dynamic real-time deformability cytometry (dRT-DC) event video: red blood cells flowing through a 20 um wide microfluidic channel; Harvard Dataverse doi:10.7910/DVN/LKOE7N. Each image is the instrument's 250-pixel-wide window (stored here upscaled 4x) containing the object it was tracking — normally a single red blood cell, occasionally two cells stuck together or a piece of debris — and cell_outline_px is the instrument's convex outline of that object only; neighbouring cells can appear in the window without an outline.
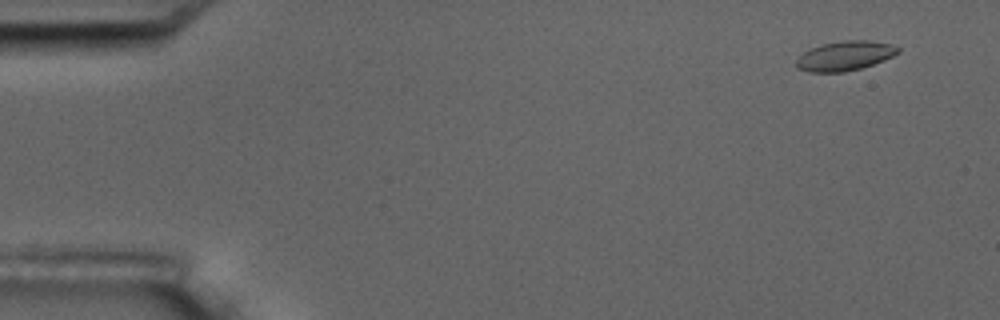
{"species": "common noctule bat (a hibernating species)", "species_latin": "Nyctalus noctula", "temperature_condition": "room temperature", "stored_images_in_passage": 4, "camera_frame_rate_fps": 3000, "um_per_image_px": 0.085, "animal": {"sex": "male", "body_mass_g": 17.5, "forearm_length_mm": 52.3}, "frame": {"image": 1, "passage_image": 1, "time_ms": 0.0, "image_size_px": [1000, 320], "cell_outline_px": [[900, 52], [884, 60], [860, 68], [844, 72], [808, 72], [796, 68], [796, 60], [804, 52], [820, 44], [844, 40], [868, 40], [892, 44], [900, 48]], "centroid_in_image_um": [71.81, 4.74], "position_along_channel_um": 13.2, "area_um2": 17.51}}
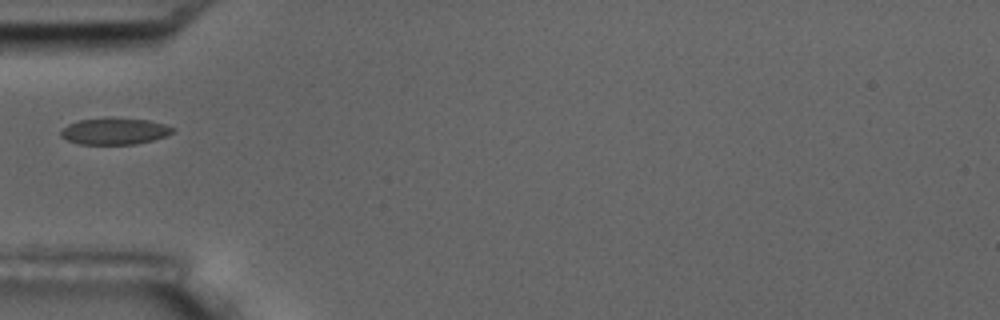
{"frame": {"image": 2, "passage_image": 4, "time_ms": 5.0, "image_size_px": [1000, 320], "cell_outline_px": [[176, 128], [168, 136], [136, 144], [80, 144], [68, 140], [60, 136], [60, 132], [68, 124], [76, 120], [108, 116], [148, 120], [164, 124]], "centroid_in_image_um": [9.74, 11.13], "position_along_channel_um": 75.3, "area_um2": 17.69}}